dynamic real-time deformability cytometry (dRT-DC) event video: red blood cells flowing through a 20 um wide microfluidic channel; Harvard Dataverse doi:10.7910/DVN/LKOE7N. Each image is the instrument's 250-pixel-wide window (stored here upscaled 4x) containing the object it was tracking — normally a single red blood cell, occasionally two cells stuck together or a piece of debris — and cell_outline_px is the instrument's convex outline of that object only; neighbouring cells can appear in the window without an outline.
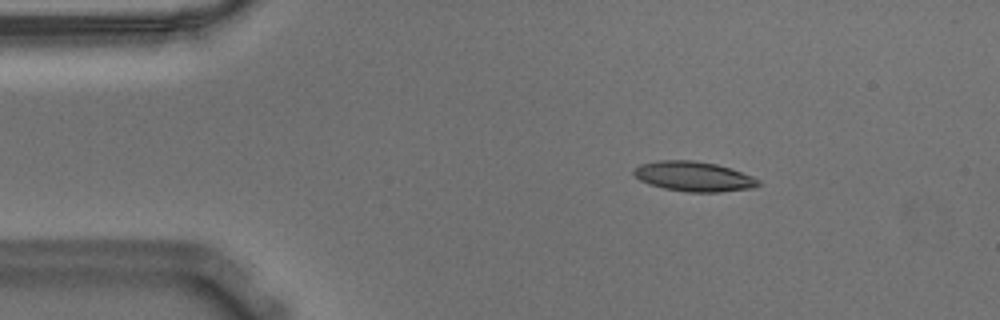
{"species": "Egyptian fruit bat (a non-hibernating species)", "species_latin": "Rousettus aegyptiacus", "temperature_condition": "warm", "stored_images_in_passage": 47, "camera_frame_rate_fps": 3000, "um_per_image_px": 0.085, "animal": {"sex": "male"}, "frame": {"image": 1, "passage_image": 1, "time_ms": 0.0, "image_size_px": [1000, 320], "cell_outline_px": [[760, 184], [752, 188], [720, 192], [688, 192], [664, 188], [648, 184], [640, 180], [632, 172], [632, 168], [640, 164], [656, 160], [692, 160], [716, 164], [752, 176], [760, 180]], "centroid_in_image_um": [58.92, 14.99], "position_along_channel_um": 26.1, "area_um2": 21.68}}
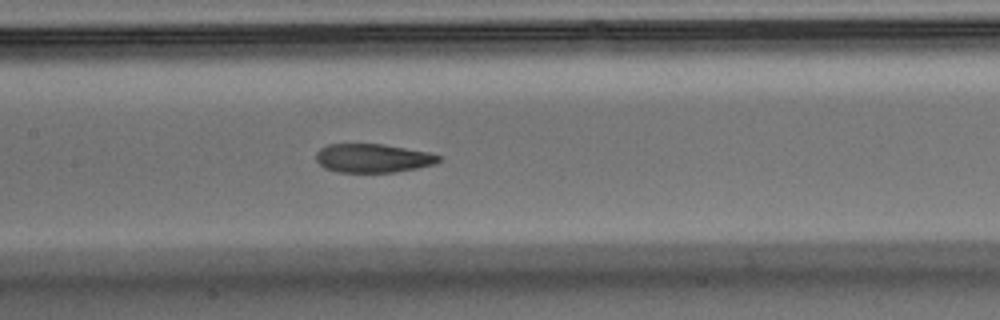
{"frame": {"image": 2, "passage_image": 18, "time_ms": 5.667, "image_size_px": [1000, 320], "cell_outline_px": [[444, 160], [436, 164], [396, 172], [340, 172], [324, 168], [316, 160], [316, 152], [320, 148], [328, 144], [384, 144], [428, 152], [444, 156]], "centroid_in_image_um": [31.75, 13.44], "position_along_channel_um": 175.7, "area_um2": 20.75}}
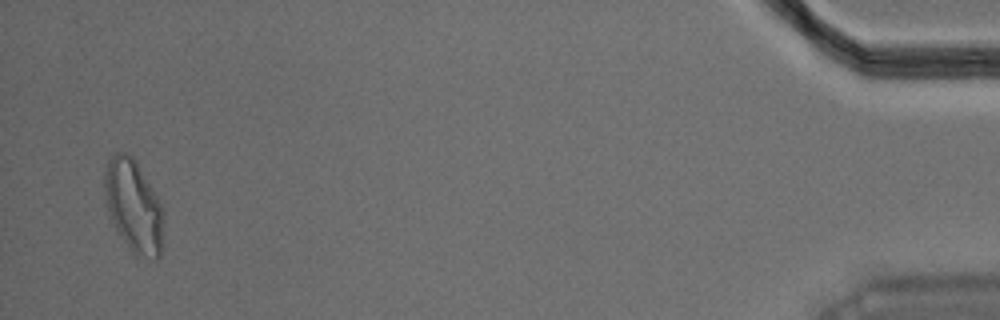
{"frame": {"image": 3, "passage_image": 46, "time_ms": 15.0, "image_size_px": [1000, 320], "cell_outline_px": [[164, 216], [160, 256], [156, 260], [152, 260], [136, 256], [124, 240], [116, 228], [112, 220], [108, 208], [104, 192], [104, 172], [108, 160], [112, 152], [128, 152], [136, 160], [156, 196], [160, 204]], "centroid_in_image_um": [11.35, 17.49], "position_along_channel_um": 423.8, "area_um2": 31.62}, "authors_computed_cell_mechanics": {"area_um2": 22.0218, "velocity_mm_per_s": 3.6022, "shape_relaxation_time_tau1_ms": 8.5207, "shape_relaxation_time_tau2_ms": 2.2269, "deformation_change_tau1": 0.2336, "deformation_change_tau2": 0.0981}}